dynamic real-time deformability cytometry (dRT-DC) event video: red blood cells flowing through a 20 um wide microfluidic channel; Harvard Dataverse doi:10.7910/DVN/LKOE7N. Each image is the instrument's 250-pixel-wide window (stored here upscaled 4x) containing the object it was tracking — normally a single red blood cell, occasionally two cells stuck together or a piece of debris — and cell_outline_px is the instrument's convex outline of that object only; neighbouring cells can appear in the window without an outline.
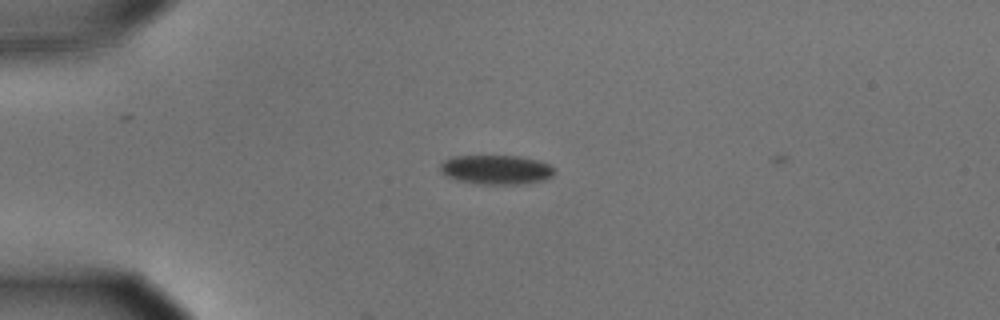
{"species": "common noctule bat (a hibernating species)", "species_latin": "Nyctalus noctula", "temperature_condition": "cold", "stored_images_in_passage": 4, "camera_frame_rate_fps": 3000, "um_per_image_px": 0.085, "animal": {"sex": "male", "body_mass_g": 15.6}, "frame": {"image": 1, "passage_image": 1, "time_ms": 0.0, "image_size_px": [1000, 320], "cell_outline_px": [[556, 172], [552, 176], [544, 180], [520, 184], [480, 184], [456, 180], [444, 176], [440, 172], [440, 164], [444, 160], [452, 156], [520, 156], [540, 160], [552, 164]], "centroid_in_image_um": [42.19, 14.42], "position_along_channel_um": 42.8, "area_um2": 19.88}}